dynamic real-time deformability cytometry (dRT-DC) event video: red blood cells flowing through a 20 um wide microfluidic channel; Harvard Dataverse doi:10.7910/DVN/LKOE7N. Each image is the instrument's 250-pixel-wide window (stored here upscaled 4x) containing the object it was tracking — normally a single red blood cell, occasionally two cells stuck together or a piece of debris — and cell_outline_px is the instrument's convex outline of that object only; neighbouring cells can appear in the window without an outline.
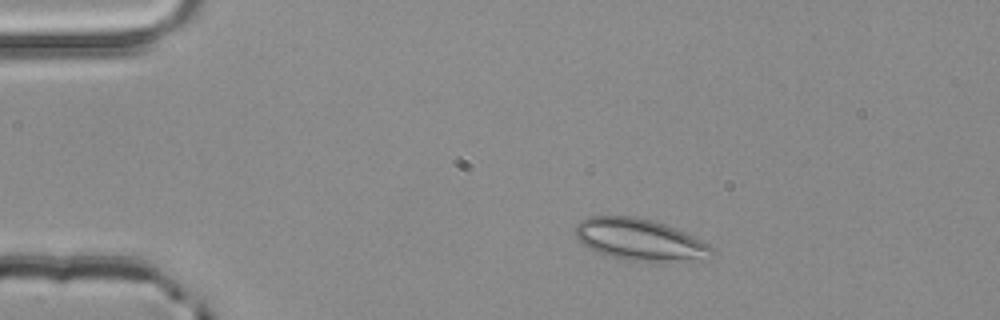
{"species": "common noctule bat (a hibernating species)", "species_latin": "Nyctalus noctula", "temperature_condition": "room temperature", "stored_images_in_passage": 2, "camera_frame_rate_fps": 3000, "um_per_image_px": 0.085, "animal": {"sex": "male", "body_mass_g": 20.4}, "frame": {"image": 1, "passage_image": 1, "time_ms": 0.0, "image_size_px": [1000, 320], "cell_outline_px": [[712, 256], [668, 260], [624, 260], [600, 252], [584, 244], [576, 236], [576, 224], [580, 220], [588, 216], [636, 216], [652, 220], [676, 228], [708, 244], [712, 248]], "centroid_in_image_um": [54.31, 20.31], "position_along_channel_um": 30.7, "area_um2": 31.96}}